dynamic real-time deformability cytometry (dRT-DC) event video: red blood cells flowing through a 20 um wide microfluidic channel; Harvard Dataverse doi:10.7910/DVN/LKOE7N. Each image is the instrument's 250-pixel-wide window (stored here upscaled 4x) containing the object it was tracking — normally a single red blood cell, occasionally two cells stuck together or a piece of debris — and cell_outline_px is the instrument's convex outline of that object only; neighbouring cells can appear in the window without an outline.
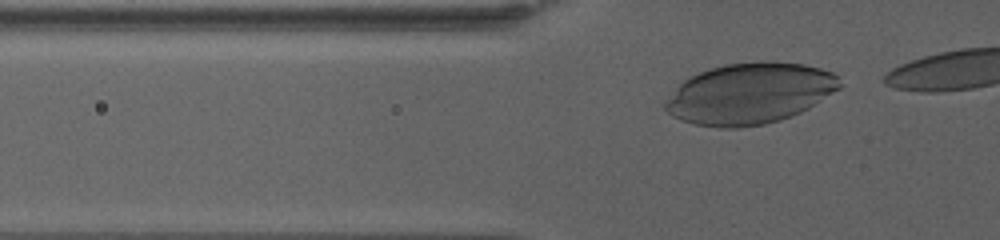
{"species": "human", "species_latin": "Homo sapiens", "temperature_condition": "warm", "stored_images_in_passage": 44, "camera_frame_rate_fps": 3000, "um_per_image_px": 0.085, "donor": {"sex": "female"}, "frame": {"image": 1, "passage_image": 5, "time_ms": 1.333, "image_size_px": [1000, 240], "cell_outline_px": [[840, 88], [808, 108], [800, 112], [780, 120], [764, 124], [736, 128], [720, 128], [696, 124], [680, 120], [672, 116], [664, 108], [664, 104], [676, 88], [684, 80], [700, 72], [724, 64], [756, 60], [772, 60], [804, 64], [820, 68], [832, 72], [840, 76]], "centroid_in_image_um": [63.75, 7.93], "position_along_channel_um": 62.0, "area_um2": 62.08}}
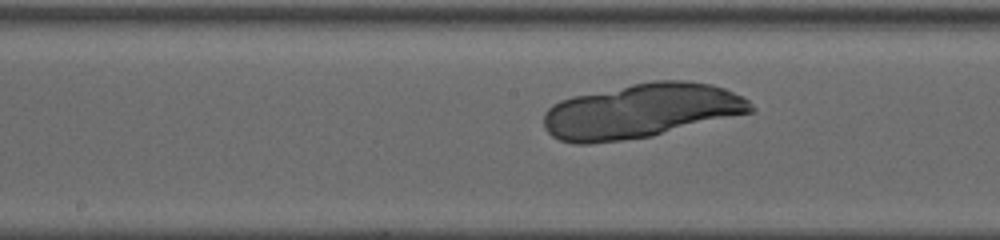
{"frame": {"image": 2, "passage_image": 20, "time_ms": 6.333, "image_size_px": [1000, 240], "cell_outline_px": [[756, 108], [752, 112], [652, 136], [588, 144], [576, 144], [560, 140], [552, 136], [544, 128], [544, 112], [552, 104], [560, 100], [572, 96], [652, 80], [684, 80], [712, 84], [724, 88], [744, 96]], "centroid_in_image_um": [54.5, 9.42], "position_along_channel_um": 193.7, "area_um2": 65.83}}
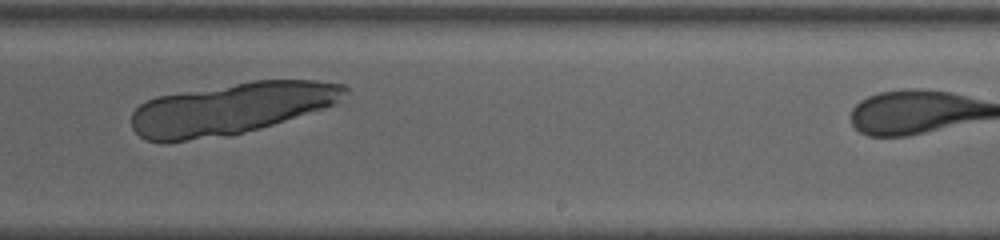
{"frame": {"image": 3, "passage_image": 28, "time_ms": 9.0, "image_size_px": [1000, 240], "cell_outline_px": [[348, 92], [336, 104], [324, 108], [260, 128], [228, 136], [164, 144], [160, 144], [144, 140], [132, 128], [132, 112], [140, 104], [156, 96], [252, 80], [316, 80], [344, 84], [348, 88]], "centroid_in_image_um": [19.6, 9.24], "position_along_channel_um": 269.4, "area_um2": 64.79}}